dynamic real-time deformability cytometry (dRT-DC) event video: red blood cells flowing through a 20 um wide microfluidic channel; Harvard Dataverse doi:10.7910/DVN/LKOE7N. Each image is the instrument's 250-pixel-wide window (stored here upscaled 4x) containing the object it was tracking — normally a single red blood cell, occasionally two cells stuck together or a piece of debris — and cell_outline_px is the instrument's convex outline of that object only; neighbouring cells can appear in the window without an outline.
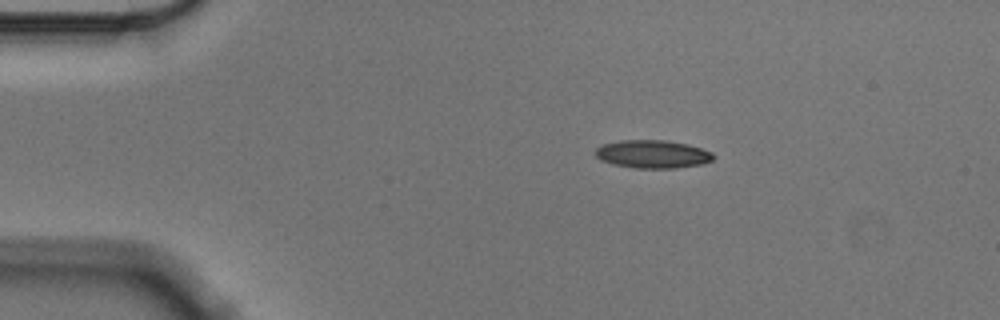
{"species": "Egyptian fruit bat (a non-hibernating species)", "species_latin": "Rousettus aegyptiacus", "temperature_condition": "cold", "stored_images_in_passage": 34, "camera_frame_rate_fps": 3000, "um_per_image_px": 0.085, "animal": {"sex": "male"}, "frame": {"image": 1, "passage_image": 1, "time_ms": 0.0, "image_size_px": [1000, 320], "cell_outline_px": [[716, 156], [712, 160], [700, 164], [676, 168], [636, 168], [612, 164], [600, 160], [592, 152], [600, 144], [620, 140], [668, 140], [688, 144], [712, 152]], "centroid_in_image_um": [55.42, 13.09], "position_along_channel_um": 29.6, "area_um2": 19.54}}
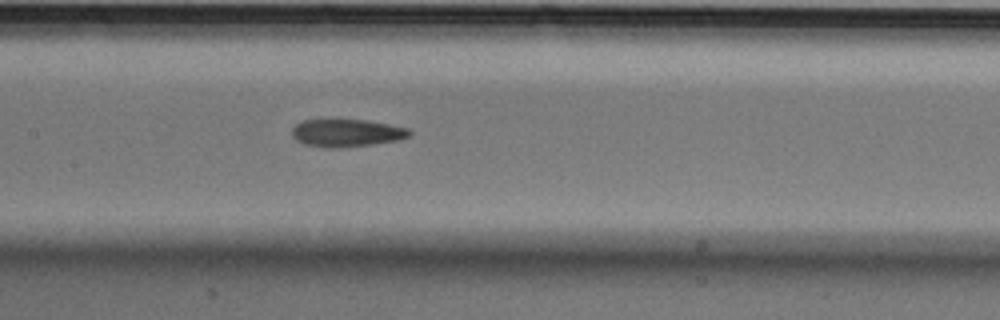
{"frame": {"image": 2, "passage_image": 18, "time_ms": 5.667, "image_size_px": [1000, 320], "cell_outline_px": [[412, 132], [408, 136], [400, 140], [372, 144], [340, 148], [324, 148], [304, 144], [296, 140], [292, 136], [292, 128], [296, 124], [304, 120], [324, 116], [368, 120], [408, 128]], "centroid_in_image_um": [29.4, 11.25], "position_along_channel_um": 178.0, "area_um2": 19.88}}
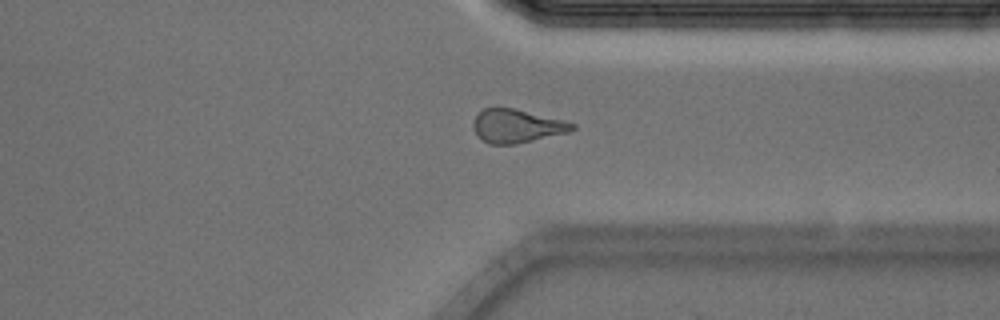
{"frame": {"image": 3, "passage_image": 34, "time_ms": 11.0, "image_size_px": [1000, 320], "cell_outline_px": [[576, 128], [572, 132], [516, 144], [488, 144], [476, 132], [472, 124], [476, 116], [484, 108], [512, 108], [564, 120], [576, 124]], "centroid_in_image_um": [43.99, 10.72], "position_along_channel_um": 367.4, "area_um2": 19.19}, "authors_computed_cell_mechanics": {"area_um2": 19.3341, "velocity_mm_per_s": 3.5642, "shape_relaxation_time_tau1_ms": 5.0027, "shape_relaxation_time_tau2_ms": 4.6337, "deformation_change_tau1": 0.1355, "deformation_change_tau2": 0.1409}}